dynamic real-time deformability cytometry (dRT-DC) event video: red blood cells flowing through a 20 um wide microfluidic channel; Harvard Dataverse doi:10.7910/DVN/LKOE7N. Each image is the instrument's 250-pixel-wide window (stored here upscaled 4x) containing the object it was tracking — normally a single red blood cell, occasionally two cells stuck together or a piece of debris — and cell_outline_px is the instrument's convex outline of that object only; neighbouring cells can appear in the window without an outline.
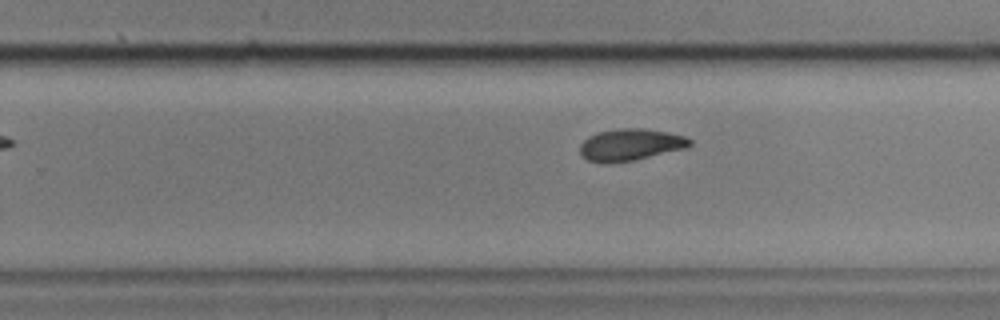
{"species": "common noctule bat (a hibernating species)", "species_latin": "Nyctalus noctula", "temperature_condition": "cold", "stored_images_in_passage": 32, "camera_frame_rate_fps": 3000, "um_per_image_px": 0.085, "animal": {"sex": "male", "body_mass_g": 17.9, "forearm_length_mm": 54.2}, "frame": {"image": 1, "passage_image": 21, "time_ms": 6.667, "image_size_px": [1000, 320], "cell_outline_px": [[692, 144], [688, 148], [632, 160], [588, 160], [580, 152], [580, 144], [588, 136], [596, 132], [620, 128], [644, 128], [668, 132], [684, 136], [692, 140]], "centroid_in_image_um": [53.65, 12.24], "position_along_channel_um": 276.1, "area_um2": 19.83}}
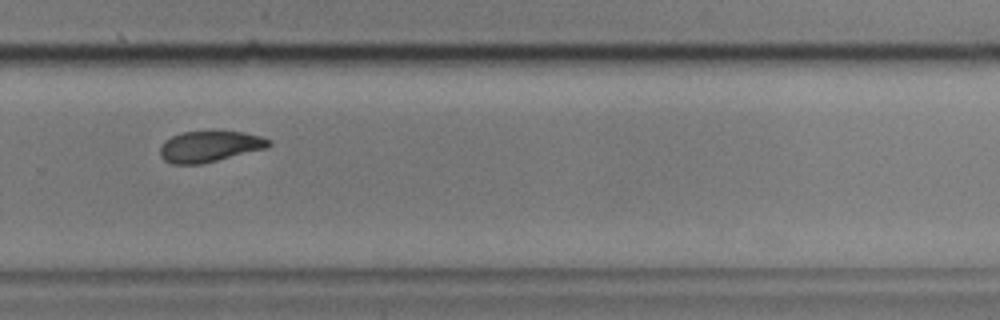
{"frame": {"image": 2, "passage_image": 24, "time_ms": 7.667, "image_size_px": [1000, 320], "cell_outline_px": [[272, 144], [268, 148], [200, 164], [172, 164], [164, 160], [160, 156], [160, 148], [172, 136], [180, 132], [212, 128], [244, 132], [260, 136], [272, 140]], "centroid_in_image_um": [17.87, 12.39], "position_along_channel_um": 311.9, "area_um2": 20.35}}